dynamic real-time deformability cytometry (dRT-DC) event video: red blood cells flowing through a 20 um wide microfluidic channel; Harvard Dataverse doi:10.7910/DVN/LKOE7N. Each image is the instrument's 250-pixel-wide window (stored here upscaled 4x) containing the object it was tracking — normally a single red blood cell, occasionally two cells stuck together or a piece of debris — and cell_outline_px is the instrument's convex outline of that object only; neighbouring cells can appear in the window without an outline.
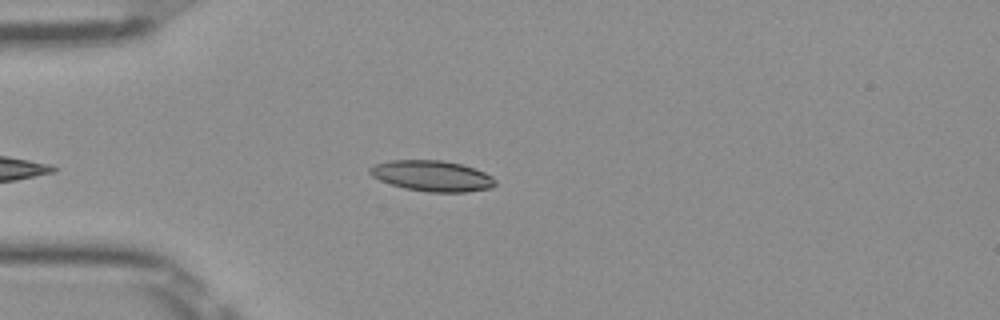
{"species": "Egyptian fruit bat (a non-hibernating species)", "species_latin": "Rousettus aegyptiacus", "temperature_condition": "room temperature", "stored_images_in_passage": 38, "camera_frame_rate_fps": 3000, "um_per_image_px": 0.085, "frame": {"image": 1, "passage_image": 4, "time_ms": 1.0, "image_size_px": [1000, 320], "cell_outline_px": [[496, 184], [492, 188], [464, 192], [428, 192], [404, 188], [380, 180], [372, 176], [368, 172], [368, 168], [376, 164], [388, 160], [444, 160], [460, 164], [484, 172], [492, 176], [496, 180]], "centroid_in_image_um": [36.72, 14.95], "position_along_channel_um": 48.3, "area_um2": 22.48}}
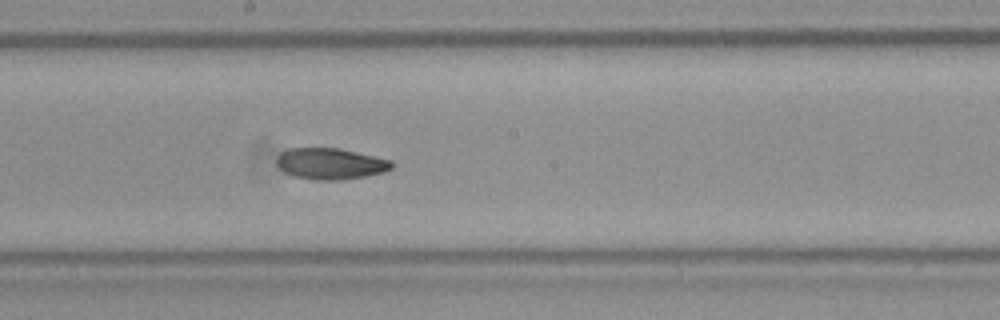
{"frame": {"image": 2, "passage_image": 18, "time_ms": 5.667, "image_size_px": [1000, 320], "cell_outline_px": [[396, 164], [392, 168], [384, 172], [364, 176], [340, 180], [316, 180], [296, 176], [284, 172], [276, 164], [276, 160], [280, 152], [288, 148], [340, 148], [392, 160]], "centroid_in_image_um": [28.11, 13.9], "position_along_channel_um": 220.1, "area_um2": 21.04}}
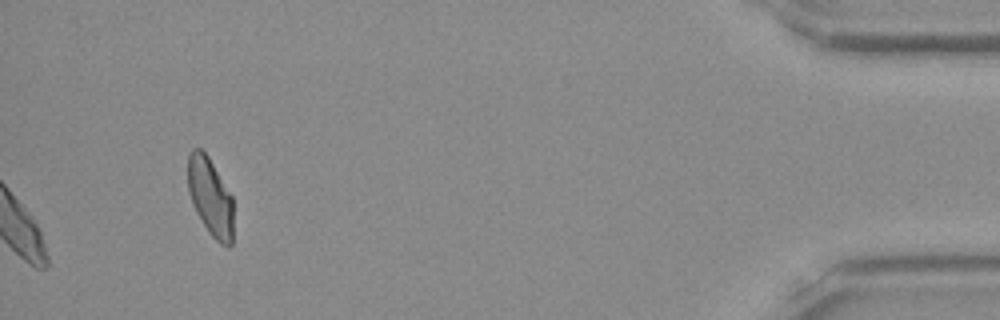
{"frame": {"image": 3, "passage_image": 38, "time_ms": 12.333, "image_size_px": [1000, 320], "cell_outline_px": [[232, 244], [228, 248], [220, 244], [208, 232], [196, 212], [188, 192], [188, 152], [192, 148], [200, 148], [208, 156], [232, 196]], "centroid_in_image_um": [17.86, 16.74], "position_along_channel_um": 417.3, "area_um2": 20.69}, "authors_computed_cell_mechanics": {"area_um2": 21.7039, "velocity_mm_per_s": 3.9988, "shape_relaxation_time_tau1_ms": null, "shape_relaxation_time_tau2_ms": 5.7026, "deformation_change_tau1": null, "deformation_change_tau2": 0.1049}}